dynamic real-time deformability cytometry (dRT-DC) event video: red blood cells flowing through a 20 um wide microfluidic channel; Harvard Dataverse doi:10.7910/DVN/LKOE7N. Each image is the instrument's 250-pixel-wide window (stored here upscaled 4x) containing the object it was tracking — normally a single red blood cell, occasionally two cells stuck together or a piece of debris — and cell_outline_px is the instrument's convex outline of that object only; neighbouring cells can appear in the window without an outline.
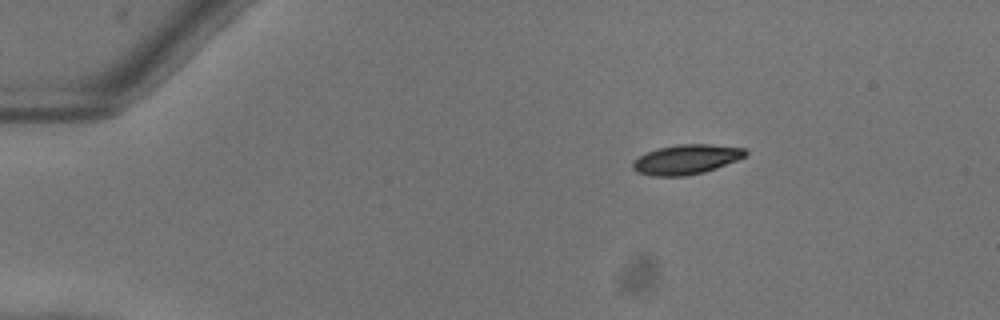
{"species": "common noctule bat (a hibernating species)", "species_latin": "Nyctalus noctula", "temperature_condition": "warm", "stored_images_in_passage": 44, "camera_frame_rate_fps": 3000, "um_per_image_px": 0.085, "animal": {"sex": "female"}, "frame": {"image": 1, "passage_image": 1, "time_ms": 0.0, "image_size_px": [1000, 320], "cell_outline_px": [[748, 152], [744, 156], [736, 160], [716, 168], [704, 172], [684, 176], [652, 176], [636, 172], [632, 168], [632, 160], [648, 152], [660, 148], [676, 144], [708, 144], [744, 148]], "centroid_in_image_um": [58.3, 13.55], "position_along_channel_um": 26.7, "area_um2": 19.36}}
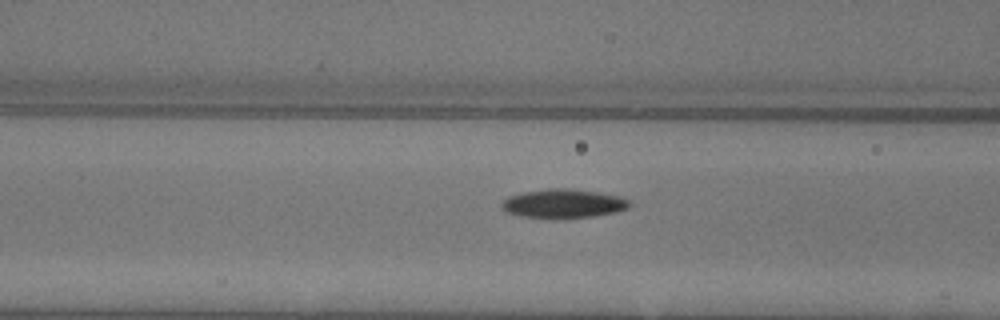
{"frame": {"image": 2, "passage_image": 14, "time_ms": 4.333, "image_size_px": [1000, 320], "cell_outline_px": [[632, 204], [628, 208], [616, 212], [592, 216], [552, 220], [520, 216], [508, 212], [500, 204], [508, 196], [524, 192], [548, 188], [568, 188], [596, 192], [620, 196], [628, 200]], "centroid_in_image_um": [47.88, 17.32], "position_along_channel_um": 118.7, "area_um2": 21.79}}
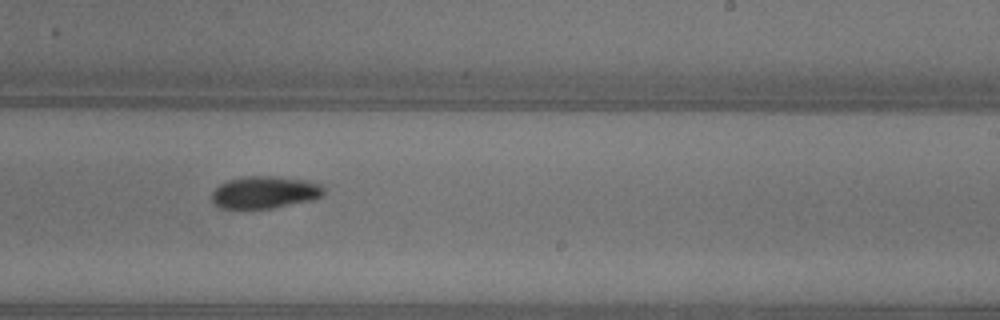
{"frame": {"image": 3, "passage_image": 25, "time_ms": 8.0, "image_size_px": [1000, 320], "cell_outline_px": [[324, 196], [312, 200], [272, 208], [220, 208], [212, 200], [212, 192], [220, 184], [228, 180], [248, 176], [276, 176], [308, 180], [324, 184]], "centroid_in_image_um": [22.57, 16.33], "position_along_channel_um": 266.4, "area_um2": 21.15}, "authors_computed_cell_mechanics": {"area_um2": 20.23, "velocity_mm_per_s": 4.0419, "shape_relaxation_time_tau1_ms": 4.2693, "shape_relaxation_time_tau2_ms": null, "deformation_change_tau1": 0.1293, "deformation_change_tau2": null}}